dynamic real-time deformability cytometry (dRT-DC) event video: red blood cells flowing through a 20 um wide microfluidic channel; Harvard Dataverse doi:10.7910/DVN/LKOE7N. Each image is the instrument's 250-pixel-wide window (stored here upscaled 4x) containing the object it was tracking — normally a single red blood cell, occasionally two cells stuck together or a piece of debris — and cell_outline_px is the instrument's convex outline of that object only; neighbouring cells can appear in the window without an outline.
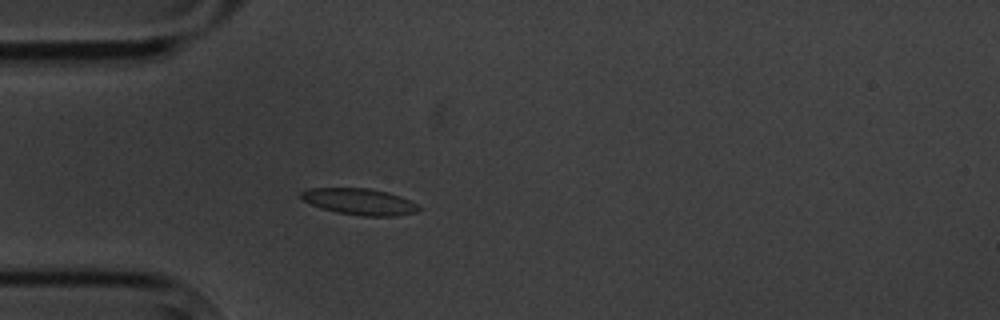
{"species": "common noctule bat (a hibernating species)", "species_latin": "Nyctalus noctula", "temperature_condition": "cold", "stored_images_in_passage": 4, "camera_frame_rate_fps": 3000, "um_per_image_px": 0.085, "animal": {"sex": "male", "body_mass_g": 20.1, "forearm_length_mm": 53.5}, "frame": {"image": 1, "passage_image": 4, "time_ms": 3.333, "image_size_px": [1000, 320], "cell_outline_px": [[424, 208], [416, 212], [396, 216], [360, 216], [336, 212], [320, 208], [304, 200], [300, 196], [300, 192], [308, 188], [368, 188], [388, 192], [400, 196], [420, 204]], "centroid_in_image_um": [30.61, 17.14], "position_along_channel_um": 54.4, "area_um2": 18.32}}